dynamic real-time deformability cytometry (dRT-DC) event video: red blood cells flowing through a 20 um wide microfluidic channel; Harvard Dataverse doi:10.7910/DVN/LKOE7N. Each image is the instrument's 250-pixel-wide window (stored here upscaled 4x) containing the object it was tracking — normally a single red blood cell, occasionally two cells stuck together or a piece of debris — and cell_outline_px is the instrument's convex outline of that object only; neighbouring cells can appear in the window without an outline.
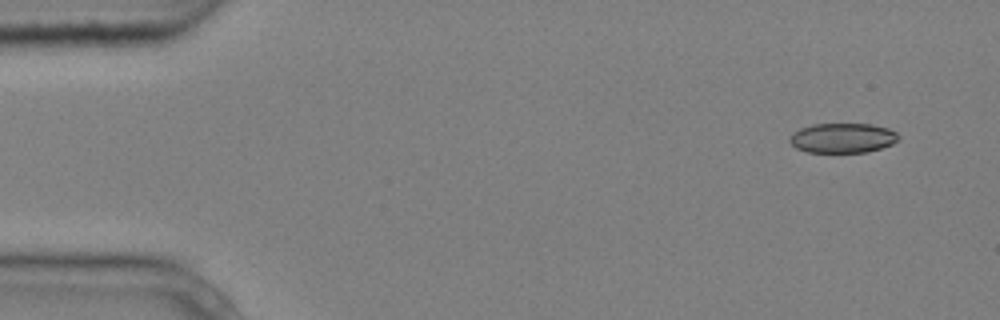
{"species": "common noctule bat (a hibernating species)", "species_latin": "Nyctalus noctula", "temperature_condition": "cold", "stored_images_in_passage": 4, "camera_frame_rate_fps": 3000, "um_per_image_px": 0.085, "animal": {"sex": "male", "body_mass_g": 20.4}, "frame": {"image": 1, "passage_image": 1, "time_ms": 0.0, "image_size_px": [1000, 320], "cell_outline_px": [[900, 140], [892, 144], [868, 152], [808, 152], [796, 148], [788, 140], [788, 136], [792, 132], [800, 128], [812, 124], [872, 124], [888, 128], [896, 132], [900, 136]], "centroid_in_image_um": [71.62, 11.72], "position_along_channel_um": 13.4, "area_um2": 19.07}}
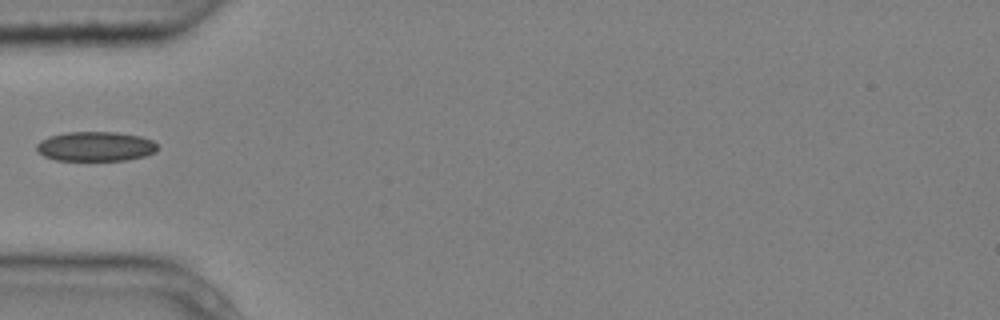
{"frame": {"image": 2, "passage_image": 4, "time_ms": 1.0, "image_size_px": [1000, 320], "cell_outline_px": [[160, 148], [156, 152], [144, 156], [128, 160], [56, 160], [44, 156], [36, 148], [36, 144], [40, 140], [48, 136], [64, 132], [116, 132], [140, 136], [152, 140]], "centroid_in_image_um": [8.13, 12.44], "position_along_channel_um": 76.9, "area_um2": 20.98}}